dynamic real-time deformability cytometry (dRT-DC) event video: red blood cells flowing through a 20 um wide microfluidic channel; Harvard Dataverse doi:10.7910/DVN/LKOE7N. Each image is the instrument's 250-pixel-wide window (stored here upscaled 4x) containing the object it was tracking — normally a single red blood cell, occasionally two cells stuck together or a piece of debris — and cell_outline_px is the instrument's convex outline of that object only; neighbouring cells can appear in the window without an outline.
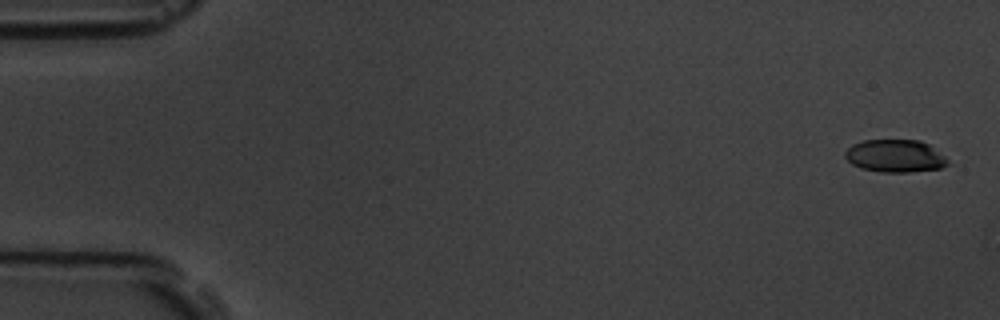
{"species": "common noctule bat (a hibernating species)", "species_latin": "Nyctalus noctula", "temperature_condition": "room temperature", "stored_images_in_passage": 6, "camera_frame_rate_fps": 3000, "um_per_image_px": 0.085, "animal": {"sex": "male", "body_mass_g": 19.5, "forearm_length_mm": 54.6}, "frame": {"image": 1, "passage_image": 1, "time_ms": 0.0, "image_size_px": [1000, 320], "cell_outline_px": [[948, 164], [940, 168], [908, 172], [880, 172], [860, 168], [852, 164], [844, 156], [844, 152], [852, 144], [864, 140], [920, 140], [928, 144], [944, 156], [948, 160]], "centroid_in_image_um": [76.05, 13.25], "position_along_channel_um": 8.9, "area_um2": 19.48}}
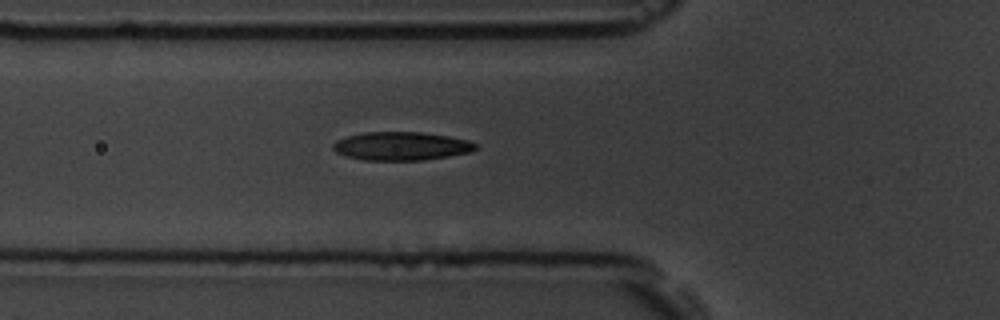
{"frame": {"image": 2, "passage_image": 6, "time_ms": 6.333, "image_size_px": [1000, 320], "cell_outline_px": [[476, 148], [468, 152], [448, 156], [424, 160], [364, 160], [344, 156], [336, 152], [332, 148], [332, 144], [336, 140], [348, 136], [364, 132], [420, 132], [448, 136], [468, 140], [476, 144]], "centroid_in_image_um": [34.06, 12.42], "position_along_channel_um": 91.7, "area_um2": 23.52}}